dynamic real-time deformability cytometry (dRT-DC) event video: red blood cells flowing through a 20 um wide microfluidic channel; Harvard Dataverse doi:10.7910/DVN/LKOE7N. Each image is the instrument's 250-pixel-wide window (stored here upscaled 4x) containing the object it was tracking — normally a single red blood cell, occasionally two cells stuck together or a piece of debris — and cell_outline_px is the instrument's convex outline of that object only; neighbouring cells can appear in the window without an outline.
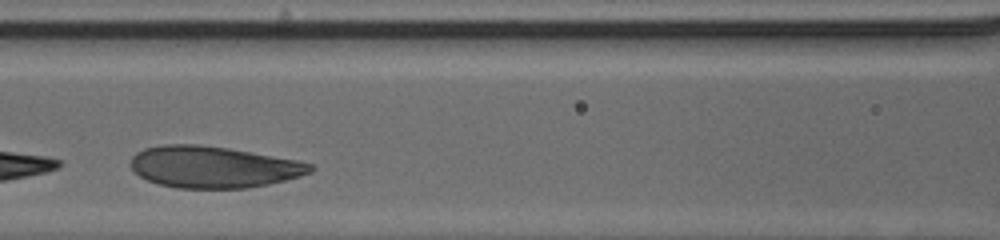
{"species": "human", "species_latin": "Homo sapiens", "temperature_condition": "cold", "stored_images_in_passage": 26, "camera_frame_rate_fps": 3000, "um_per_image_px": 0.085, "donor": {"sex": "male"}, "frame": {"image": 1, "passage_image": 8, "time_ms": 2.333, "image_size_px": [1000, 240], "cell_outline_px": [[316, 168], [312, 172], [300, 176], [268, 184], [248, 188], [176, 188], [156, 184], [140, 176], [128, 164], [132, 156], [136, 152], [144, 148], [164, 144], [196, 144], [228, 148], [296, 160], [312, 164]], "centroid_in_image_um": [18.1, 14.19], "position_along_channel_um": 148.5, "area_um2": 43.64}}
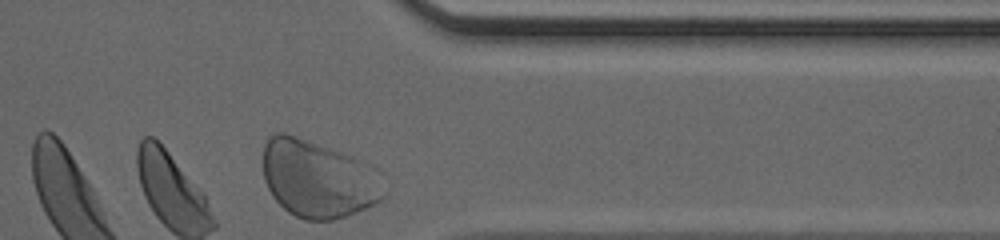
{"frame": {"image": 2, "passage_image": 26, "time_ms": 8.333, "image_size_px": [1000, 240], "cell_outline_px": [[384, 196], [376, 204], [344, 216], [332, 220], [304, 220], [288, 212], [272, 196], [264, 180], [264, 144], [268, 136], [276, 132], [284, 132], [296, 136], [352, 156], [368, 164], [372, 168]], "centroid_in_image_um": [26.96, 15.21], "position_along_channel_um": 384.4, "area_um2": 53.75}, "authors_computed_cell_mechanics": {"area_um2": 43.5234, "velocity_mm_per_s": 3.9908, "shape_relaxation_time_tau1_ms": 3.3268, "shape_relaxation_time_tau2_ms": null, "deformation_change_tau1": 0.1325, "deformation_change_tau2": null}}